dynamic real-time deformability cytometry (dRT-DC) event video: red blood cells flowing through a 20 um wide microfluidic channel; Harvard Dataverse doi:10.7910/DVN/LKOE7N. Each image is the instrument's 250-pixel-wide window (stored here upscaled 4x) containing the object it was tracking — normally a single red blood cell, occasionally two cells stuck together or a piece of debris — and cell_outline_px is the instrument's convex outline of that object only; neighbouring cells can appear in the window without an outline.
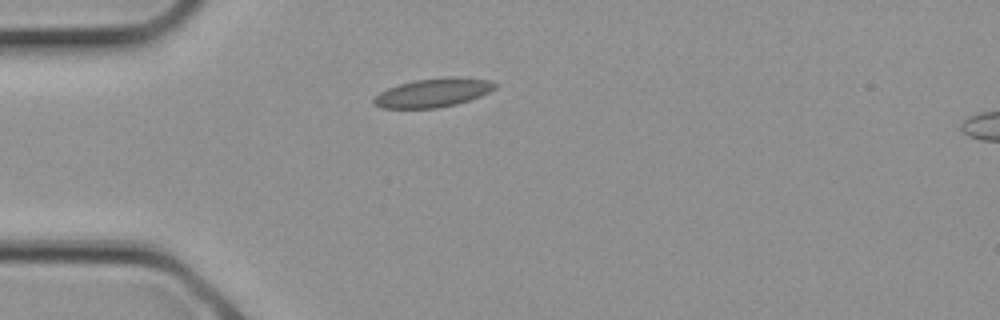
{"species": "common noctule bat (a hibernating species)", "species_latin": "Nyctalus noctula", "temperature_condition": "cold", "stored_images_in_passage": 3, "camera_frame_rate_fps": 3000, "um_per_image_px": 0.085, "animal": {"sex": "female", "body_mass_g": 21.9}, "frame": {"image": 1, "passage_image": 2, "time_ms": 0.333, "image_size_px": [1000, 320], "cell_outline_px": [[500, 84], [496, 88], [480, 96], [456, 104], [436, 108], [380, 108], [372, 100], [380, 92], [388, 88], [400, 84], [416, 80], [444, 76], [460, 76], [488, 80]], "centroid_in_image_um": [36.86, 7.86], "position_along_channel_um": 48.1, "area_um2": 20.35}}